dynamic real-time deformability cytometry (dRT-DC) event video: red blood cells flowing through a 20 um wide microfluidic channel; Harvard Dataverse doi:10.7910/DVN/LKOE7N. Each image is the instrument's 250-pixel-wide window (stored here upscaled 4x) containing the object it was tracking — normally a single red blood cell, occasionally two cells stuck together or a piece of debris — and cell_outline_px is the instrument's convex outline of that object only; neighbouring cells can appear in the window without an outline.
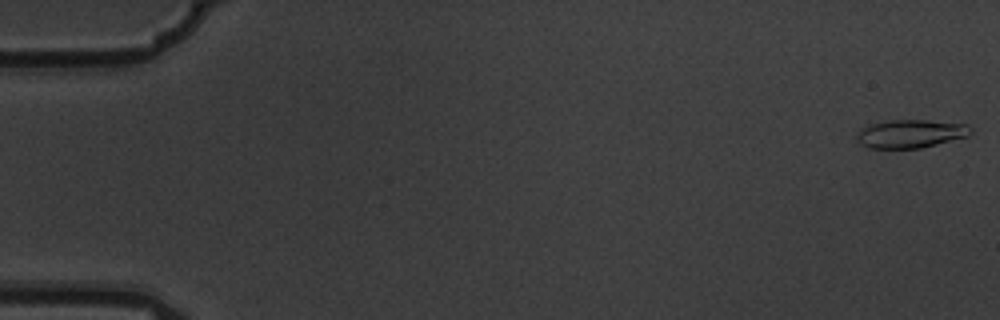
{"species": "common noctule bat (a hibernating species)", "species_latin": "Nyctalus noctula", "temperature_condition": "warm", "stored_images_in_passage": 5, "camera_frame_rate_fps": 3000, "um_per_image_px": 0.085, "animal": {"sex": "male", "body_mass_g": 19.5, "forearm_length_mm": 54.6}, "frame": {"image": 1, "passage_image": 1, "time_ms": 0.0, "image_size_px": [1000, 320], "cell_outline_px": [[972, 132], [968, 136], [920, 148], [868, 148], [860, 144], [856, 140], [856, 136], [860, 128], [872, 124], [892, 120], [928, 120], [968, 124], [972, 128]], "centroid_in_image_um": [77.4, 11.36], "position_along_channel_um": 7.6, "area_um2": 18.79}}